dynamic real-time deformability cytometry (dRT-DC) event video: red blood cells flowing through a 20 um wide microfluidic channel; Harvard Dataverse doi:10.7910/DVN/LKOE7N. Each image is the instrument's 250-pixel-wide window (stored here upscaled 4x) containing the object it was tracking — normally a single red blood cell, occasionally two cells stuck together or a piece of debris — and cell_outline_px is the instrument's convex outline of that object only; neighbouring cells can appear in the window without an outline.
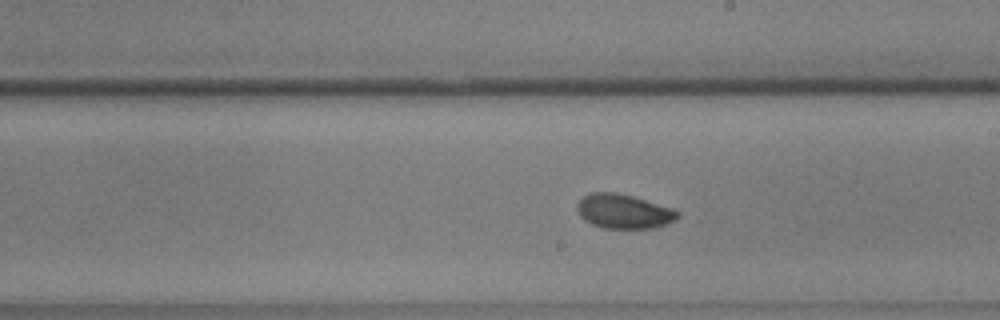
{"species": "common noctule bat (a hibernating species)", "species_latin": "Nyctalus noctula", "temperature_condition": "warm", "stored_images_in_passage": 56, "camera_frame_rate_fps": 3000, "um_per_image_px": 0.085, "animal": {"sex": "male", "body_mass_g": 17.9, "forearm_length_mm": 54.2}, "frame": {"image": 1, "passage_image": 32, "time_ms": 10.333, "image_size_px": [1000, 320], "cell_outline_px": [[680, 216], [676, 220], [668, 224], [656, 228], [604, 228], [592, 224], [584, 220], [576, 212], [576, 204], [584, 196], [592, 192], [616, 192], [632, 196], [672, 208], [680, 212]], "centroid_in_image_um": [53.02, 17.97], "position_along_channel_um": 236.0, "area_um2": 20.29}, "authors_computed_cell_mechanics": {"area_um2": 20.2011, "velocity_mm_per_s": 3.6269, "shape_relaxation_time_tau1_ms": 3.7556, "shape_relaxation_time_tau2_ms": 1.4376, "deformation_change_tau1": 0.0881, "deformation_change_tau2": 0.0411}}